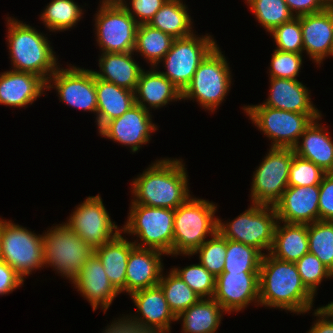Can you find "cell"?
<instances>
[{"mask_svg":"<svg viewBox=\"0 0 333 333\" xmlns=\"http://www.w3.org/2000/svg\"><path fill=\"white\" fill-rule=\"evenodd\" d=\"M135 104L142 106L145 110L165 106L172 100L182 99V92L163 74L157 70H143L140 74L136 89L134 91ZM149 105V107H147ZM149 109V110H148Z\"/></svg>","mask_w":333,"mask_h":333,"instance_id":"25","label":"cell"},{"mask_svg":"<svg viewBox=\"0 0 333 333\" xmlns=\"http://www.w3.org/2000/svg\"><path fill=\"white\" fill-rule=\"evenodd\" d=\"M285 2L290 12L296 17L325 10L321 0H285Z\"/></svg>","mask_w":333,"mask_h":333,"instance_id":"49","label":"cell"},{"mask_svg":"<svg viewBox=\"0 0 333 333\" xmlns=\"http://www.w3.org/2000/svg\"><path fill=\"white\" fill-rule=\"evenodd\" d=\"M163 252L134 246L128 257L125 292L132 293L158 285L163 263Z\"/></svg>","mask_w":333,"mask_h":333,"instance_id":"21","label":"cell"},{"mask_svg":"<svg viewBox=\"0 0 333 333\" xmlns=\"http://www.w3.org/2000/svg\"><path fill=\"white\" fill-rule=\"evenodd\" d=\"M53 86L59 94L60 101L97 115L95 74L92 70L80 69L76 66H70L69 69L58 67L46 82L47 90Z\"/></svg>","mask_w":333,"mask_h":333,"instance_id":"15","label":"cell"},{"mask_svg":"<svg viewBox=\"0 0 333 333\" xmlns=\"http://www.w3.org/2000/svg\"><path fill=\"white\" fill-rule=\"evenodd\" d=\"M121 233L94 250L111 284L120 293L125 292L128 257L135 246L133 242L123 238Z\"/></svg>","mask_w":333,"mask_h":333,"instance_id":"29","label":"cell"},{"mask_svg":"<svg viewBox=\"0 0 333 333\" xmlns=\"http://www.w3.org/2000/svg\"><path fill=\"white\" fill-rule=\"evenodd\" d=\"M46 90V82L30 72L5 71L0 74V104L26 107Z\"/></svg>","mask_w":333,"mask_h":333,"instance_id":"23","label":"cell"},{"mask_svg":"<svg viewBox=\"0 0 333 333\" xmlns=\"http://www.w3.org/2000/svg\"><path fill=\"white\" fill-rule=\"evenodd\" d=\"M59 225L43 234L44 266L53 267L73 282L94 250L66 224Z\"/></svg>","mask_w":333,"mask_h":333,"instance_id":"6","label":"cell"},{"mask_svg":"<svg viewBox=\"0 0 333 333\" xmlns=\"http://www.w3.org/2000/svg\"><path fill=\"white\" fill-rule=\"evenodd\" d=\"M141 316H129L143 329L159 333H169L171 321H177L171 311L164 293L159 285L136 291L130 295ZM133 317V318H132ZM137 317V318H136Z\"/></svg>","mask_w":333,"mask_h":333,"instance_id":"19","label":"cell"},{"mask_svg":"<svg viewBox=\"0 0 333 333\" xmlns=\"http://www.w3.org/2000/svg\"><path fill=\"white\" fill-rule=\"evenodd\" d=\"M7 24L6 41L14 67L12 70L36 74L47 82L59 66L48 38L14 18L8 17Z\"/></svg>","mask_w":333,"mask_h":333,"instance_id":"3","label":"cell"},{"mask_svg":"<svg viewBox=\"0 0 333 333\" xmlns=\"http://www.w3.org/2000/svg\"><path fill=\"white\" fill-rule=\"evenodd\" d=\"M217 206L213 202L191 196L175 209L173 222V255L190 256L218 231L214 218Z\"/></svg>","mask_w":333,"mask_h":333,"instance_id":"4","label":"cell"},{"mask_svg":"<svg viewBox=\"0 0 333 333\" xmlns=\"http://www.w3.org/2000/svg\"><path fill=\"white\" fill-rule=\"evenodd\" d=\"M73 283L77 291H80L81 295L89 301L93 311L100 305L105 313L114 298L120 294L111 284L102 262L95 253L85 262L83 269Z\"/></svg>","mask_w":333,"mask_h":333,"instance_id":"20","label":"cell"},{"mask_svg":"<svg viewBox=\"0 0 333 333\" xmlns=\"http://www.w3.org/2000/svg\"><path fill=\"white\" fill-rule=\"evenodd\" d=\"M65 224L93 250L122 231L111 221L100 195L88 196L75 208Z\"/></svg>","mask_w":333,"mask_h":333,"instance_id":"14","label":"cell"},{"mask_svg":"<svg viewBox=\"0 0 333 333\" xmlns=\"http://www.w3.org/2000/svg\"><path fill=\"white\" fill-rule=\"evenodd\" d=\"M328 56H333V40H332V45H331V49H330Z\"/></svg>","mask_w":333,"mask_h":333,"instance_id":"52","label":"cell"},{"mask_svg":"<svg viewBox=\"0 0 333 333\" xmlns=\"http://www.w3.org/2000/svg\"><path fill=\"white\" fill-rule=\"evenodd\" d=\"M278 217L274 206L253 204L229 223L218 219V231L226 238L270 252Z\"/></svg>","mask_w":333,"mask_h":333,"instance_id":"10","label":"cell"},{"mask_svg":"<svg viewBox=\"0 0 333 333\" xmlns=\"http://www.w3.org/2000/svg\"><path fill=\"white\" fill-rule=\"evenodd\" d=\"M180 159L157 160L132 181V204L175 210L189 197L188 175Z\"/></svg>","mask_w":333,"mask_h":333,"instance_id":"2","label":"cell"},{"mask_svg":"<svg viewBox=\"0 0 333 333\" xmlns=\"http://www.w3.org/2000/svg\"><path fill=\"white\" fill-rule=\"evenodd\" d=\"M319 188V220L333 221V173L324 175Z\"/></svg>","mask_w":333,"mask_h":333,"instance_id":"46","label":"cell"},{"mask_svg":"<svg viewBox=\"0 0 333 333\" xmlns=\"http://www.w3.org/2000/svg\"><path fill=\"white\" fill-rule=\"evenodd\" d=\"M95 15L96 41L102 53L134 52L139 24L123 5L102 2Z\"/></svg>","mask_w":333,"mask_h":333,"instance_id":"13","label":"cell"},{"mask_svg":"<svg viewBox=\"0 0 333 333\" xmlns=\"http://www.w3.org/2000/svg\"><path fill=\"white\" fill-rule=\"evenodd\" d=\"M309 252L333 271V221L308 224Z\"/></svg>","mask_w":333,"mask_h":333,"instance_id":"37","label":"cell"},{"mask_svg":"<svg viewBox=\"0 0 333 333\" xmlns=\"http://www.w3.org/2000/svg\"><path fill=\"white\" fill-rule=\"evenodd\" d=\"M217 46L210 36L197 37L194 33L174 40L171 49L161 60L166 72H160L181 92L190 84L198 66Z\"/></svg>","mask_w":333,"mask_h":333,"instance_id":"12","label":"cell"},{"mask_svg":"<svg viewBox=\"0 0 333 333\" xmlns=\"http://www.w3.org/2000/svg\"><path fill=\"white\" fill-rule=\"evenodd\" d=\"M269 79L270 94L264 106L296 113L321 114L313 105L309 90L297 79Z\"/></svg>","mask_w":333,"mask_h":333,"instance_id":"24","label":"cell"},{"mask_svg":"<svg viewBox=\"0 0 333 333\" xmlns=\"http://www.w3.org/2000/svg\"><path fill=\"white\" fill-rule=\"evenodd\" d=\"M264 254L252 246L227 239L223 272H259Z\"/></svg>","mask_w":333,"mask_h":333,"instance_id":"35","label":"cell"},{"mask_svg":"<svg viewBox=\"0 0 333 333\" xmlns=\"http://www.w3.org/2000/svg\"><path fill=\"white\" fill-rule=\"evenodd\" d=\"M267 154L254 172L251 200L253 204L275 206L288 187L295 152L293 148L271 147Z\"/></svg>","mask_w":333,"mask_h":333,"instance_id":"11","label":"cell"},{"mask_svg":"<svg viewBox=\"0 0 333 333\" xmlns=\"http://www.w3.org/2000/svg\"><path fill=\"white\" fill-rule=\"evenodd\" d=\"M122 231L140 238L134 245L159 250L173 255V222L175 210L132 204Z\"/></svg>","mask_w":333,"mask_h":333,"instance_id":"5","label":"cell"},{"mask_svg":"<svg viewBox=\"0 0 333 333\" xmlns=\"http://www.w3.org/2000/svg\"><path fill=\"white\" fill-rule=\"evenodd\" d=\"M325 174L315 163L294 154L289 168L288 186L319 185Z\"/></svg>","mask_w":333,"mask_h":333,"instance_id":"42","label":"cell"},{"mask_svg":"<svg viewBox=\"0 0 333 333\" xmlns=\"http://www.w3.org/2000/svg\"><path fill=\"white\" fill-rule=\"evenodd\" d=\"M211 238L210 240H206L191 256L199 253L200 264L217 277L223 272L227 239L219 231L211 236Z\"/></svg>","mask_w":333,"mask_h":333,"instance_id":"39","label":"cell"},{"mask_svg":"<svg viewBox=\"0 0 333 333\" xmlns=\"http://www.w3.org/2000/svg\"><path fill=\"white\" fill-rule=\"evenodd\" d=\"M277 44L276 50L292 53L303 52V38L300 16L274 28L270 32Z\"/></svg>","mask_w":333,"mask_h":333,"instance_id":"43","label":"cell"},{"mask_svg":"<svg viewBox=\"0 0 333 333\" xmlns=\"http://www.w3.org/2000/svg\"><path fill=\"white\" fill-rule=\"evenodd\" d=\"M158 285L176 317L201 299L173 269L169 275H161Z\"/></svg>","mask_w":333,"mask_h":333,"instance_id":"34","label":"cell"},{"mask_svg":"<svg viewBox=\"0 0 333 333\" xmlns=\"http://www.w3.org/2000/svg\"><path fill=\"white\" fill-rule=\"evenodd\" d=\"M103 333H159L149 329H143L137 326L131 317H122L107 326V329Z\"/></svg>","mask_w":333,"mask_h":333,"instance_id":"50","label":"cell"},{"mask_svg":"<svg viewBox=\"0 0 333 333\" xmlns=\"http://www.w3.org/2000/svg\"><path fill=\"white\" fill-rule=\"evenodd\" d=\"M133 53H102L99 59L101 71H93L95 76L134 92L143 69L132 59Z\"/></svg>","mask_w":333,"mask_h":333,"instance_id":"27","label":"cell"},{"mask_svg":"<svg viewBox=\"0 0 333 333\" xmlns=\"http://www.w3.org/2000/svg\"><path fill=\"white\" fill-rule=\"evenodd\" d=\"M319 317L308 333H333V307L322 306L314 311Z\"/></svg>","mask_w":333,"mask_h":333,"instance_id":"48","label":"cell"},{"mask_svg":"<svg viewBox=\"0 0 333 333\" xmlns=\"http://www.w3.org/2000/svg\"><path fill=\"white\" fill-rule=\"evenodd\" d=\"M226 311L214 298H201L197 303L180 313L184 333H215Z\"/></svg>","mask_w":333,"mask_h":333,"instance_id":"31","label":"cell"},{"mask_svg":"<svg viewBox=\"0 0 333 333\" xmlns=\"http://www.w3.org/2000/svg\"><path fill=\"white\" fill-rule=\"evenodd\" d=\"M267 254L259 270V304L297 314L310 311L314 295L302 283L296 264Z\"/></svg>","mask_w":333,"mask_h":333,"instance_id":"1","label":"cell"},{"mask_svg":"<svg viewBox=\"0 0 333 333\" xmlns=\"http://www.w3.org/2000/svg\"><path fill=\"white\" fill-rule=\"evenodd\" d=\"M24 279L6 262L0 260V295H6L23 285Z\"/></svg>","mask_w":333,"mask_h":333,"instance_id":"47","label":"cell"},{"mask_svg":"<svg viewBox=\"0 0 333 333\" xmlns=\"http://www.w3.org/2000/svg\"><path fill=\"white\" fill-rule=\"evenodd\" d=\"M332 277H333V271H332ZM327 307H333V302L329 303L328 305H326Z\"/></svg>","mask_w":333,"mask_h":333,"instance_id":"53","label":"cell"},{"mask_svg":"<svg viewBox=\"0 0 333 333\" xmlns=\"http://www.w3.org/2000/svg\"><path fill=\"white\" fill-rule=\"evenodd\" d=\"M150 113L142 106L134 104L122 116L107 122L99 133L102 137L130 146L135 153L140 146L150 141L151 133L157 130V126L151 121Z\"/></svg>","mask_w":333,"mask_h":333,"instance_id":"16","label":"cell"},{"mask_svg":"<svg viewBox=\"0 0 333 333\" xmlns=\"http://www.w3.org/2000/svg\"><path fill=\"white\" fill-rule=\"evenodd\" d=\"M277 223L269 254L279 260L296 263L309 252L308 224Z\"/></svg>","mask_w":333,"mask_h":333,"instance_id":"30","label":"cell"},{"mask_svg":"<svg viewBox=\"0 0 333 333\" xmlns=\"http://www.w3.org/2000/svg\"><path fill=\"white\" fill-rule=\"evenodd\" d=\"M243 110L252 123L272 139L271 147L280 148H293L297 145L300 136L311 122L322 116L275 109L263 104L244 106Z\"/></svg>","mask_w":333,"mask_h":333,"instance_id":"8","label":"cell"},{"mask_svg":"<svg viewBox=\"0 0 333 333\" xmlns=\"http://www.w3.org/2000/svg\"><path fill=\"white\" fill-rule=\"evenodd\" d=\"M325 9H333V0H321Z\"/></svg>","mask_w":333,"mask_h":333,"instance_id":"51","label":"cell"},{"mask_svg":"<svg viewBox=\"0 0 333 333\" xmlns=\"http://www.w3.org/2000/svg\"><path fill=\"white\" fill-rule=\"evenodd\" d=\"M0 249L1 260L22 279L34 269L44 267L43 235L3 219H0Z\"/></svg>","mask_w":333,"mask_h":333,"instance_id":"9","label":"cell"},{"mask_svg":"<svg viewBox=\"0 0 333 333\" xmlns=\"http://www.w3.org/2000/svg\"><path fill=\"white\" fill-rule=\"evenodd\" d=\"M319 185L288 186L274 206L280 223L311 224L319 220Z\"/></svg>","mask_w":333,"mask_h":333,"instance_id":"18","label":"cell"},{"mask_svg":"<svg viewBox=\"0 0 333 333\" xmlns=\"http://www.w3.org/2000/svg\"><path fill=\"white\" fill-rule=\"evenodd\" d=\"M167 0H131V8L125 0H102L103 3L123 5L138 24H148ZM135 14V15H134ZM136 17H138L136 19Z\"/></svg>","mask_w":333,"mask_h":333,"instance_id":"45","label":"cell"},{"mask_svg":"<svg viewBox=\"0 0 333 333\" xmlns=\"http://www.w3.org/2000/svg\"><path fill=\"white\" fill-rule=\"evenodd\" d=\"M182 0H167L149 21V25L172 36L174 39L193 34L187 6Z\"/></svg>","mask_w":333,"mask_h":333,"instance_id":"32","label":"cell"},{"mask_svg":"<svg viewBox=\"0 0 333 333\" xmlns=\"http://www.w3.org/2000/svg\"><path fill=\"white\" fill-rule=\"evenodd\" d=\"M302 53L274 50L271 59L270 78L296 80L302 66Z\"/></svg>","mask_w":333,"mask_h":333,"instance_id":"44","label":"cell"},{"mask_svg":"<svg viewBox=\"0 0 333 333\" xmlns=\"http://www.w3.org/2000/svg\"><path fill=\"white\" fill-rule=\"evenodd\" d=\"M174 40L172 36L151 27L149 24H139L136 31L134 52H139L148 62L150 61L152 68H154L171 49Z\"/></svg>","mask_w":333,"mask_h":333,"instance_id":"33","label":"cell"},{"mask_svg":"<svg viewBox=\"0 0 333 333\" xmlns=\"http://www.w3.org/2000/svg\"><path fill=\"white\" fill-rule=\"evenodd\" d=\"M97 94L96 124L100 130L107 122L119 118L135 104L134 92L95 76Z\"/></svg>","mask_w":333,"mask_h":333,"instance_id":"28","label":"cell"},{"mask_svg":"<svg viewBox=\"0 0 333 333\" xmlns=\"http://www.w3.org/2000/svg\"><path fill=\"white\" fill-rule=\"evenodd\" d=\"M317 120L321 119L311 122L300 136L302 141L293 149L299 157L310 160L326 173H333V141Z\"/></svg>","mask_w":333,"mask_h":333,"instance_id":"26","label":"cell"},{"mask_svg":"<svg viewBox=\"0 0 333 333\" xmlns=\"http://www.w3.org/2000/svg\"><path fill=\"white\" fill-rule=\"evenodd\" d=\"M246 1L250 10L255 14V18L268 32L295 17L290 12L285 0Z\"/></svg>","mask_w":333,"mask_h":333,"instance_id":"38","label":"cell"},{"mask_svg":"<svg viewBox=\"0 0 333 333\" xmlns=\"http://www.w3.org/2000/svg\"><path fill=\"white\" fill-rule=\"evenodd\" d=\"M225 58L217 45L198 66L190 84L182 92V99H195L204 109L215 111L232 82Z\"/></svg>","mask_w":333,"mask_h":333,"instance_id":"7","label":"cell"},{"mask_svg":"<svg viewBox=\"0 0 333 333\" xmlns=\"http://www.w3.org/2000/svg\"><path fill=\"white\" fill-rule=\"evenodd\" d=\"M82 9L73 0H52L41 19L50 31L68 30L80 21Z\"/></svg>","mask_w":333,"mask_h":333,"instance_id":"36","label":"cell"},{"mask_svg":"<svg viewBox=\"0 0 333 333\" xmlns=\"http://www.w3.org/2000/svg\"><path fill=\"white\" fill-rule=\"evenodd\" d=\"M295 264L302 283L314 296L322 280L332 277L329 268L310 252L303 255Z\"/></svg>","mask_w":333,"mask_h":333,"instance_id":"41","label":"cell"},{"mask_svg":"<svg viewBox=\"0 0 333 333\" xmlns=\"http://www.w3.org/2000/svg\"><path fill=\"white\" fill-rule=\"evenodd\" d=\"M303 51L316 64L328 57L333 40V9L300 16Z\"/></svg>","mask_w":333,"mask_h":333,"instance_id":"22","label":"cell"},{"mask_svg":"<svg viewBox=\"0 0 333 333\" xmlns=\"http://www.w3.org/2000/svg\"><path fill=\"white\" fill-rule=\"evenodd\" d=\"M213 298L228 314L259 303V272H222L216 277Z\"/></svg>","mask_w":333,"mask_h":333,"instance_id":"17","label":"cell"},{"mask_svg":"<svg viewBox=\"0 0 333 333\" xmlns=\"http://www.w3.org/2000/svg\"><path fill=\"white\" fill-rule=\"evenodd\" d=\"M172 269L201 298H213L216 288V277L202 264H192L181 270L176 267Z\"/></svg>","mask_w":333,"mask_h":333,"instance_id":"40","label":"cell"}]
</instances>
